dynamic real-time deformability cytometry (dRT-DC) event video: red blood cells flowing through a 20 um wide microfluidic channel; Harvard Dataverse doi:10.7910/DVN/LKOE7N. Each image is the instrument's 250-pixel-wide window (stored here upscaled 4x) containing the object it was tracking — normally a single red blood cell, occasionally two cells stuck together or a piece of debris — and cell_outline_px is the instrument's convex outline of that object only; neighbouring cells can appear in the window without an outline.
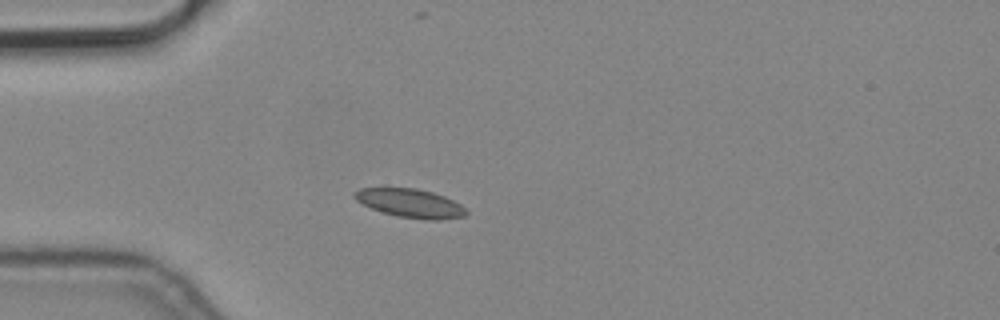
{"species": "common noctule bat (a hibernating species)", "species_latin": "Nyctalus noctula", "temperature_condition": "cold", "stored_images_in_passage": 5, "camera_frame_rate_fps": 3000, "um_per_image_px": 0.085, "animal": {"sex": "male", "body_mass_g": 19.2, "forearm_length_mm": 51.8}, "frame": {"image": 1, "passage_image": 4, "time_ms": 1.0, "image_size_px": [1000, 320], "cell_outline_px": [[468, 212], [464, 216], [440, 220], [428, 220], [396, 216], [372, 208], [356, 200], [352, 196], [352, 192], [360, 188], [416, 188], [432, 192], [444, 196], [460, 204]], "centroid_in_image_um": [34.86, 17.27], "position_along_channel_um": 50.1, "area_um2": 18.55}}